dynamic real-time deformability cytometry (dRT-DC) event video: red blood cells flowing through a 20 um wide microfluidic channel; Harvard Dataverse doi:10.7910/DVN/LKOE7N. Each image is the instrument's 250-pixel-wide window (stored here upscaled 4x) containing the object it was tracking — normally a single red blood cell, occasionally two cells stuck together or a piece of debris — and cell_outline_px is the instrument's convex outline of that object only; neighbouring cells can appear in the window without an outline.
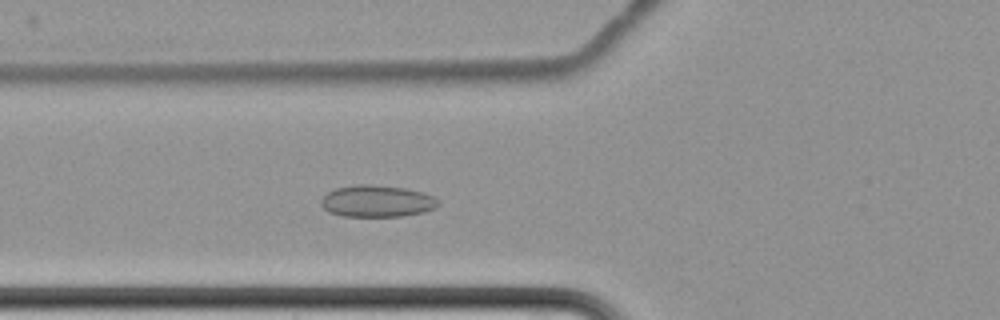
{"species": "common noctule bat (a hibernating species)", "species_latin": "Nyctalus noctula", "temperature_condition": "cold", "stored_images_in_passage": 6, "camera_frame_rate_fps": 3000, "um_per_image_px": 0.085, "animal": {"sex": "female", "body_mass_g": 22.7, "forearm_length_mm": 54.2}, "frame": {"image": 1, "passage_image": 6, "time_ms": 6.667, "image_size_px": [1000, 320], "cell_outline_px": [[440, 204], [436, 208], [424, 212], [404, 216], [344, 216], [328, 212], [320, 204], [320, 200], [328, 192], [336, 188], [356, 184], [368, 184], [404, 188], [424, 192], [432, 196]], "centroid_in_image_um": [32.04, 17.1], "position_along_channel_um": 93.8, "area_um2": 21.73}}